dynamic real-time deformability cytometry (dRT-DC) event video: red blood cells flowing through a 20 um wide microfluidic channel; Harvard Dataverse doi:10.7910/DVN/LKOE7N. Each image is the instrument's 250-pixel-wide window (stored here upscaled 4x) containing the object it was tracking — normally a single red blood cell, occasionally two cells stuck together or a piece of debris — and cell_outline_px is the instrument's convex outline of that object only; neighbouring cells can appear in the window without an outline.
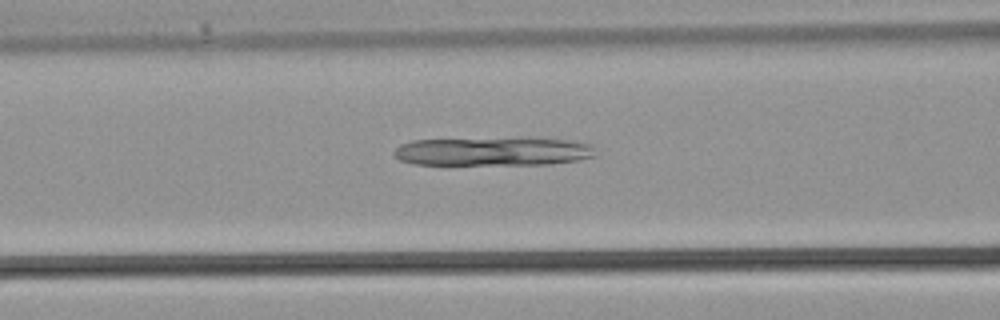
{"species": "common noctule bat (a hibernating species)", "species_latin": "Nyctalus noctula", "temperature_condition": "warm", "stored_images_in_passage": 19, "camera_frame_rate_fps": 3000, "um_per_image_px": 0.085, "animal": {"sex": "male", "body_mass_g": 21.5, "forearm_length_mm": 52.0}, "frame": {"image": 1, "passage_image": 14, "time_ms": 4.333, "image_size_px": [1000, 320], "cell_outline_px": [[596, 156], [580, 160], [548, 164], [416, 164], [400, 160], [392, 152], [400, 144], [412, 140], [520, 136], [568, 140], [592, 144]], "centroid_in_image_um": [41.94, 12.83], "position_along_channel_um": 124.7, "area_um2": 34.51}}
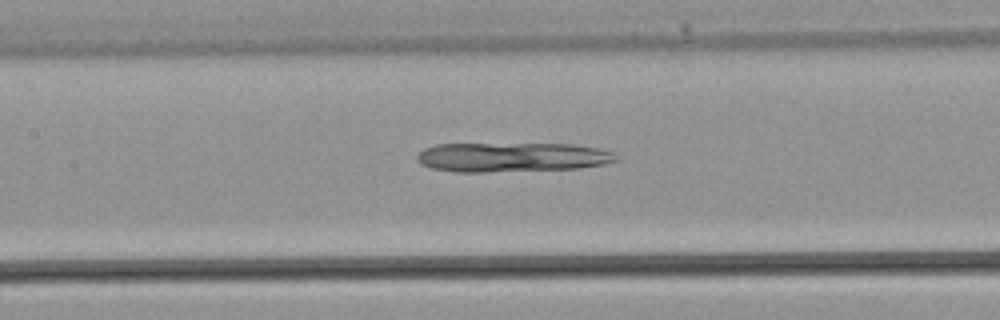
{"frame": {"image": 2, "passage_image": 16, "time_ms": 5.0, "image_size_px": [1000, 320], "cell_outline_px": [[620, 156], [616, 160], [604, 164], [580, 168], [488, 172], [456, 172], [432, 168], [420, 164], [416, 156], [424, 148], [436, 144], [572, 144], [600, 148], [612, 152]], "centroid_in_image_um": [43.53, 13.36], "position_along_channel_um": 163.9, "area_um2": 34.28}}
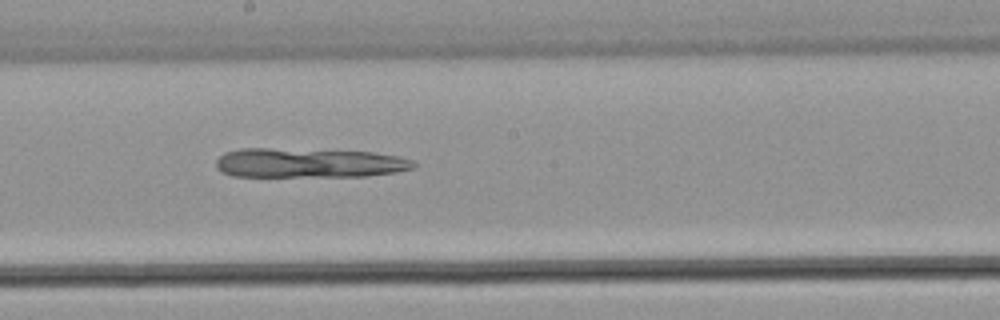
{"frame": {"image": 3, "passage_image": 19, "time_ms": 6.0, "image_size_px": [1000, 320], "cell_outline_px": [[416, 168], [396, 172], [368, 176], [232, 176], [220, 172], [216, 168], [216, 160], [224, 152], [240, 148], [268, 148], [376, 152], [396, 156], [412, 160], [416, 164]], "centroid_in_image_um": [26.24, 13.85], "position_along_channel_um": 222.0, "area_um2": 34.16}}